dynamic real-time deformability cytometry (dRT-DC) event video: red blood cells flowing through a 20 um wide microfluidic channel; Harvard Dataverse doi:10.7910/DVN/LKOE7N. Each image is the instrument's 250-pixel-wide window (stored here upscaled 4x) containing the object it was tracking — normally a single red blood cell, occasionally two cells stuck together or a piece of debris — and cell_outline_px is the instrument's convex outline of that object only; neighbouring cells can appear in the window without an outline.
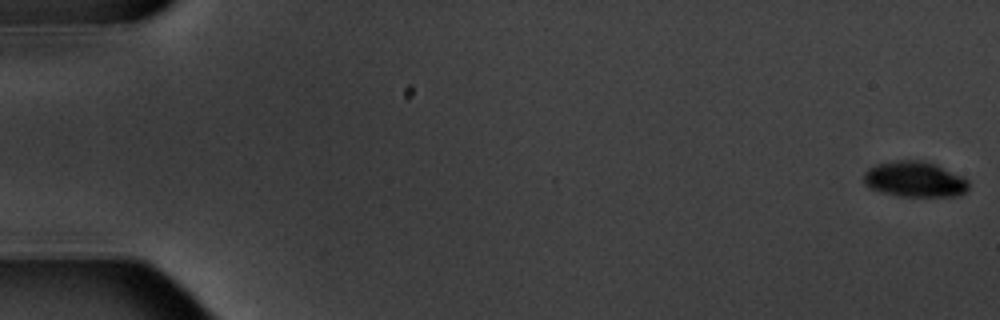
{"species": "common noctule bat (a hibernating species)", "species_latin": "Nyctalus noctula", "temperature_condition": "warm", "stored_images_in_passage": 8, "camera_frame_rate_fps": 3000, "um_per_image_px": 0.085, "animal": {"sex": "male", "body_mass_g": 20.1, "forearm_length_mm": 53.5}, "frame": {"image": 1, "passage_image": 1, "time_ms": 0.0, "image_size_px": [1000, 320], "cell_outline_px": [[968, 188], [960, 196], [896, 196], [880, 192], [868, 188], [864, 184], [864, 172], [868, 168], [876, 164], [896, 160], [924, 160], [936, 164], [968, 180]], "centroid_in_image_um": [77.7, 15.24], "position_along_channel_um": 7.3, "area_um2": 21.91}}
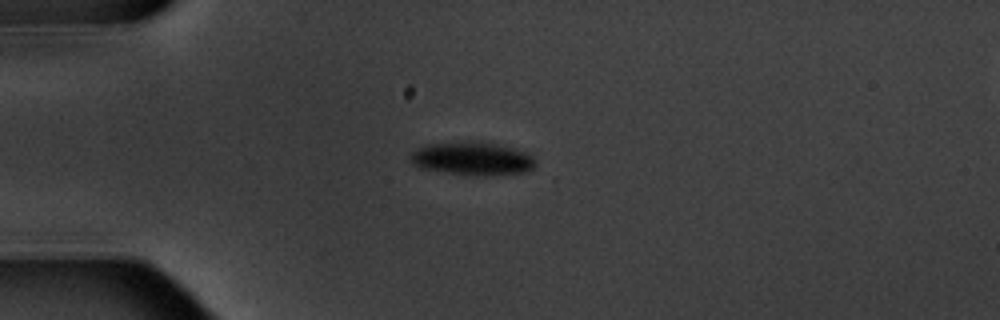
{"frame": {"image": 2, "passage_image": 5, "time_ms": 5.0, "image_size_px": [1000, 320], "cell_outline_px": [[536, 164], [532, 168], [524, 172], [448, 172], [420, 168], [408, 156], [416, 148], [428, 144], [460, 140], [476, 140], [504, 144], [516, 148], [532, 156], [536, 160]], "centroid_in_image_um": [40.12, 13.37], "position_along_channel_um": 44.9, "area_um2": 23.52}}